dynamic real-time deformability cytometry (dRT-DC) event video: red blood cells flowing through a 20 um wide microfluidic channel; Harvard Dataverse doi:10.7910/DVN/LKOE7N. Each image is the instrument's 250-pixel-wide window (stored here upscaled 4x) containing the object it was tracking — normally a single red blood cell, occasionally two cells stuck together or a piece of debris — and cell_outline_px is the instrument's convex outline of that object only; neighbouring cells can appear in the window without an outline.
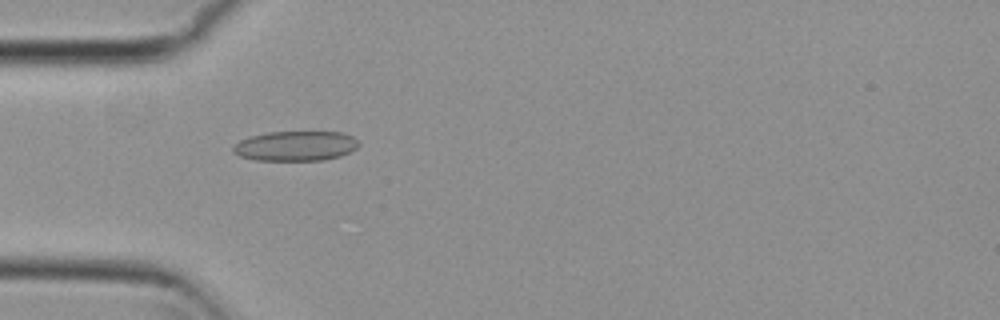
{"species": "common noctule bat (a hibernating species)", "species_latin": "Nyctalus noctula", "temperature_condition": "cold", "stored_images_in_passage": 7, "camera_frame_rate_fps": 3000, "um_per_image_px": 0.085, "animal": {"sex": "female", "body_mass_g": 29.2, "forearm_length_mm": 56.3}, "frame": {"image": 1, "passage_image": 4, "time_ms": 1.0, "image_size_px": [1000, 320], "cell_outline_px": [[360, 144], [356, 148], [340, 156], [320, 160], [256, 160], [240, 156], [232, 152], [232, 148], [240, 140], [248, 136], [268, 132], [340, 132], [352, 136]], "centroid_in_image_um": [25.09, 12.4], "position_along_channel_um": 59.9, "area_um2": 21.73}}
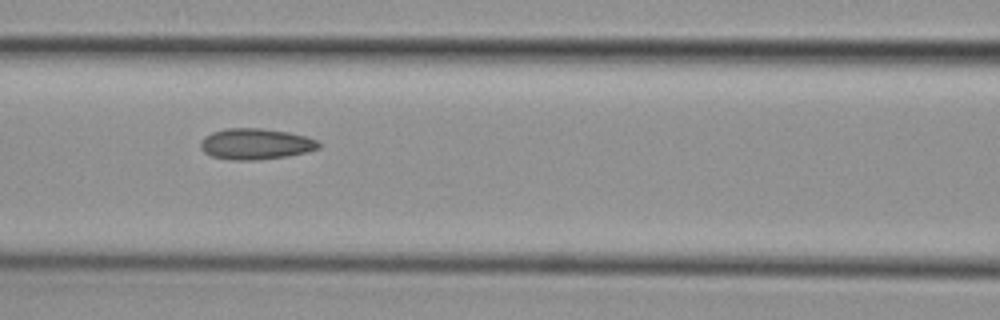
{"frame": {"image": 2, "passage_image": 6, "time_ms": 1.667, "image_size_px": [1000, 320], "cell_outline_px": [[320, 148], [308, 152], [288, 156], [256, 160], [232, 160], [212, 156], [204, 152], [200, 148], [200, 140], [204, 136], [212, 132], [224, 128], [264, 128], [288, 132], [308, 136], [316, 140], [320, 144]], "centroid_in_image_um": [21.73, 12.23], "position_along_channel_um": 144.9, "area_um2": 21.62}}
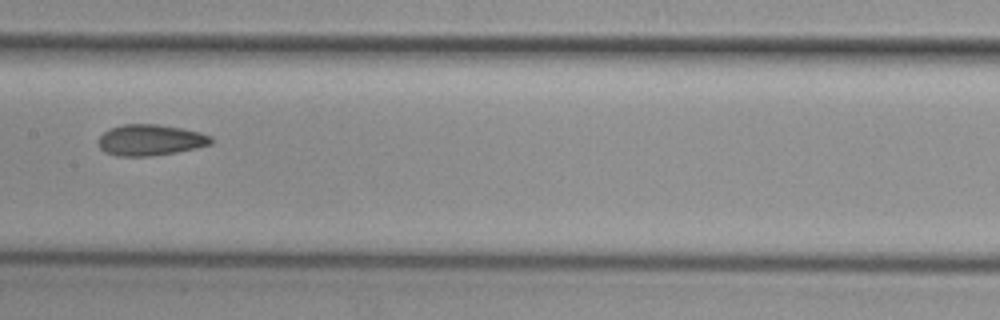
{"frame": {"image": 3, "passage_image": 7, "time_ms": 2.0, "image_size_px": [1000, 320], "cell_outline_px": [[212, 144], [196, 148], [176, 152], [152, 156], [116, 156], [104, 152], [100, 148], [96, 140], [108, 128], [124, 124], [160, 124], [184, 128], [200, 132], [212, 136]], "centroid_in_image_um": [12.76, 11.9], "position_along_channel_um": 194.6, "area_um2": 20.75}}